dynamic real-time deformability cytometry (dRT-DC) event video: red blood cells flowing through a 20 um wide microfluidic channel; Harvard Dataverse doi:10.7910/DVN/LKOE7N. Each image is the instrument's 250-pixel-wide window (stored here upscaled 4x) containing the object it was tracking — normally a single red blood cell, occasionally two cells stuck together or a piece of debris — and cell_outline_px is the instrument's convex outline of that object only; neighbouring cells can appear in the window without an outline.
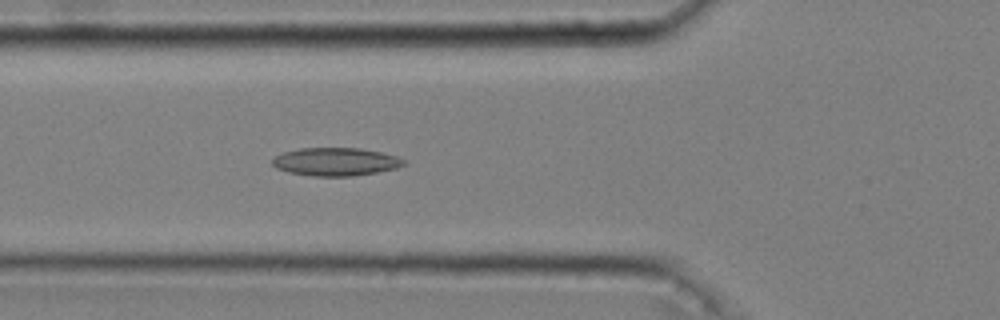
{"species": "common noctule bat (a hibernating species)", "species_latin": "Nyctalus noctula", "temperature_condition": "cold", "stored_images_in_passage": 52, "camera_frame_rate_fps": 3000, "um_per_image_px": 0.085, "animal": {"sex": "male", "body_mass_g": 20.4}, "frame": {"image": 1, "passage_image": 19, "time_ms": 6.0, "image_size_px": [1000, 320], "cell_outline_px": [[408, 164], [396, 168], [376, 172], [352, 176], [312, 176], [288, 172], [276, 168], [272, 164], [272, 160], [276, 156], [284, 152], [300, 148], [360, 148], [380, 152], [396, 156], [404, 160]], "centroid_in_image_um": [28.53, 13.75], "position_along_channel_um": 97.3, "area_um2": 21.44}}
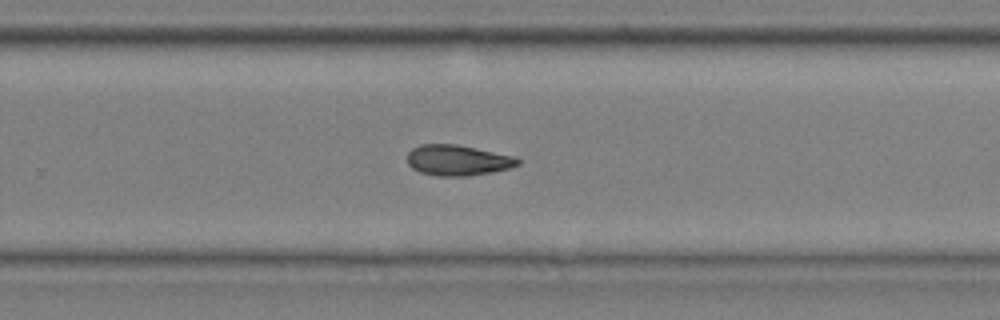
{"frame": {"image": 2, "passage_image": 35, "time_ms": 11.333, "image_size_px": [1000, 320], "cell_outline_px": [[520, 164], [512, 168], [492, 172], [468, 176], [436, 176], [420, 172], [412, 168], [408, 164], [408, 152], [412, 148], [420, 144], [456, 144], [516, 156], [520, 160]], "centroid_in_image_um": [38.93, 13.62], "position_along_channel_um": 290.9, "area_um2": 19.94}}
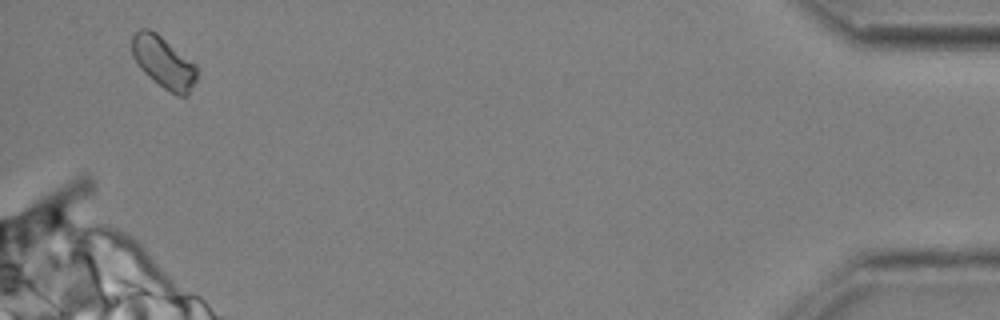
{"frame": {"image": 3, "passage_image": 51, "time_ms": 16.667, "image_size_px": [1000, 320], "cell_outline_px": [[196, 80], [188, 96], [176, 96], [164, 88], [148, 76], [140, 68], [132, 56], [132, 36], [140, 28], [148, 28], [156, 32], [196, 64]], "centroid_in_image_um": [13.9, 5.3], "position_along_channel_um": 421.3, "area_um2": 19.54}}